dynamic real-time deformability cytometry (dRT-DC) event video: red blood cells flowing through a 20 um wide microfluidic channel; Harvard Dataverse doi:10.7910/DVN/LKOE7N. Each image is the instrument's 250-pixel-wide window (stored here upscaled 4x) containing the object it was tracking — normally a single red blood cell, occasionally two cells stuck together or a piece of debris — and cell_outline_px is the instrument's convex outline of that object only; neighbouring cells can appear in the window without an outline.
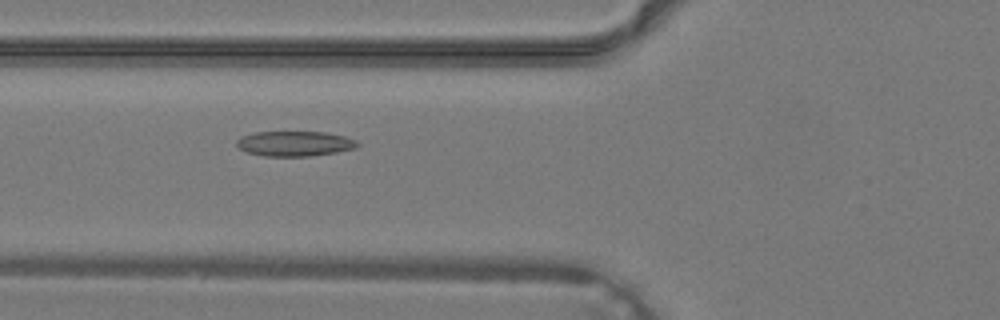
{"species": "common noctule bat (a hibernating species)", "species_latin": "Nyctalus noctula", "temperature_condition": "warm", "stored_images_in_passage": 16, "camera_frame_rate_fps": 3000, "um_per_image_px": 0.085, "animal": {"sex": "male", "body_mass_g": 19.2, "forearm_length_mm": 51.8}, "frame": {"image": 1, "passage_image": 5, "time_ms": 1.333, "image_size_px": [1000, 320], "cell_outline_px": [[360, 144], [356, 148], [336, 152], [308, 156], [264, 156], [248, 152], [240, 148], [236, 144], [236, 140], [240, 136], [256, 132], [324, 132], [344, 136], [356, 140]], "centroid_in_image_um": [25.05, 12.2], "position_along_channel_um": 100.8, "area_um2": 17.57}}
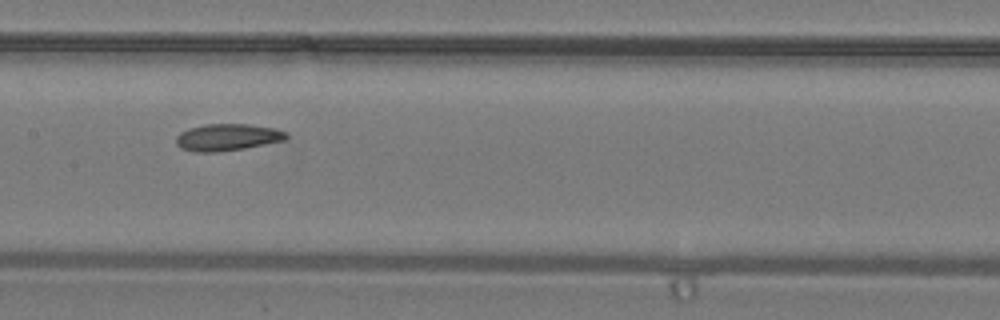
{"frame": {"image": 2, "passage_image": 10, "time_ms": 3.0, "image_size_px": [1000, 320], "cell_outline_px": [[288, 136], [284, 140], [244, 148], [220, 152], [196, 152], [180, 148], [176, 144], [176, 136], [180, 132], [188, 128], [204, 124], [248, 124], [272, 128], [284, 132]], "centroid_in_image_um": [19.25, 11.67], "position_along_channel_um": 188.1, "area_um2": 17.17}}
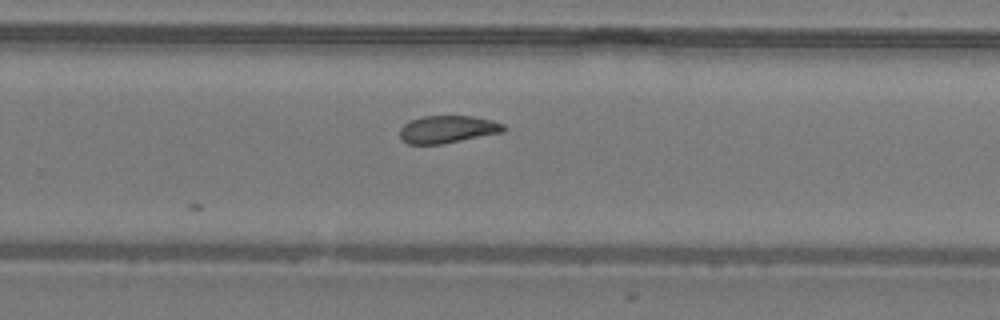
{"frame": {"image": 3, "passage_image": 16, "time_ms": 5.0, "image_size_px": [1000, 320], "cell_outline_px": [[504, 132], [440, 144], [408, 144], [400, 136], [400, 128], [404, 124], [412, 120], [424, 116], [472, 116], [492, 120], [504, 124]], "centroid_in_image_um": [38.05, 10.99], "position_along_channel_um": 291.7, "area_um2": 16.42}}